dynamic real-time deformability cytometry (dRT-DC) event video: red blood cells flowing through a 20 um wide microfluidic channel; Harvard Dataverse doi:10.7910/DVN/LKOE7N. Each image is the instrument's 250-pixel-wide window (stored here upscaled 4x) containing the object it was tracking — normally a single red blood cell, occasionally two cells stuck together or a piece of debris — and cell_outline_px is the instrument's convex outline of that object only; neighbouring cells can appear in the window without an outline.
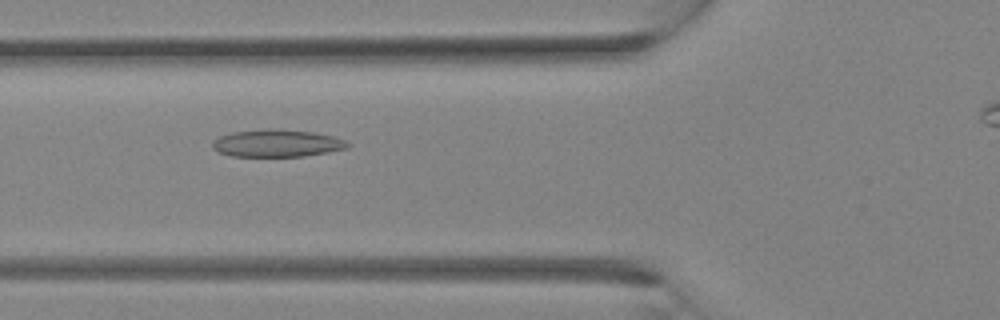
{"species": "Egyptian fruit bat (a non-hibernating species)", "species_latin": "Rousettus aegyptiacus", "temperature_condition": "room temperature", "stored_images_in_passage": 29, "camera_frame_rate_fps": 3000, "um_per_image_px": 0.085, "animal": {"sex": "female"}, "frame": {"image": 1, "passage_image": 11, "time_ms": 3.333, "image_size_px": [1000, 320], "cell_outline_px": [[348, 148], [328, 152], [304, 156], [232, 156], [220, 152], [212, 148], [212, 140], [220, 136], [232, 132], [268, 128], [312, 132], [332, 136], [344, 140], [348, 144]], "centroid_in_image_um": [23.5, 12.17], "position_along_channel_um": 102.3, "area_um2": 21.39}}
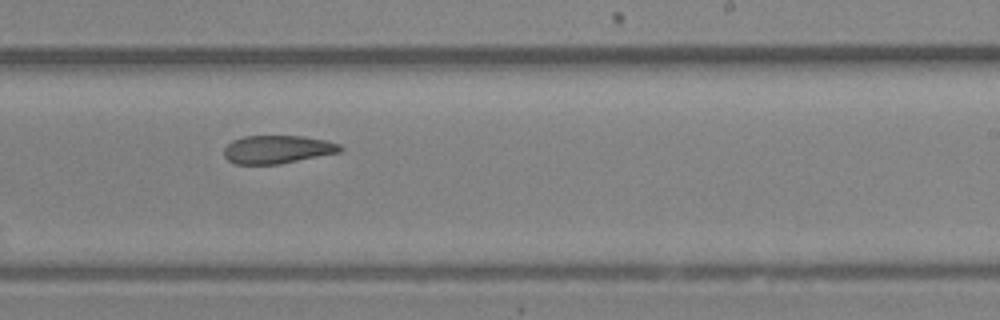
{"frame": {"image": 2, "passage_image": 19, "time_ms": 6.0, "image_size_px": [1000, 320], "cell_outline_px": [[344, 148], [340, 152], [280, 164], [236, 164], [228, 160], [224, 156], [224, 148], [232, 140], [244, 136], [304, 136], [324, 140], [340, 144]], "centroid_in_image_um": [23.58, 12.7], "position_along_channel_um": 265.4, "area_um2": 19.07}}
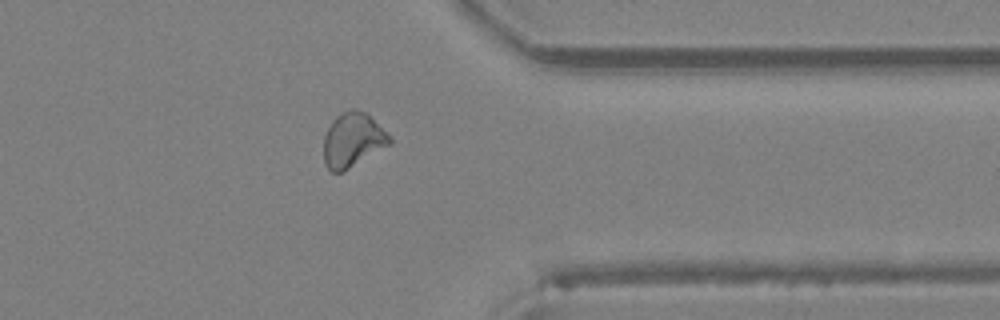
{"frame": {"image": 3, "passage_image": 25, "time_ms": 8.0, "image_size_px": [1000, 320], "cell_outline_px": [[392, 140], [388, 144], [348, 168], [340, 172], [332, 172], [324, 164], [324, 136], [332, 120], [336, 116], [352, 108], [364, 112]], "centroid_in_image_um": [29.9, 11.9], "position_along_channel_um": 381.5, "area_um2": 19.88}}